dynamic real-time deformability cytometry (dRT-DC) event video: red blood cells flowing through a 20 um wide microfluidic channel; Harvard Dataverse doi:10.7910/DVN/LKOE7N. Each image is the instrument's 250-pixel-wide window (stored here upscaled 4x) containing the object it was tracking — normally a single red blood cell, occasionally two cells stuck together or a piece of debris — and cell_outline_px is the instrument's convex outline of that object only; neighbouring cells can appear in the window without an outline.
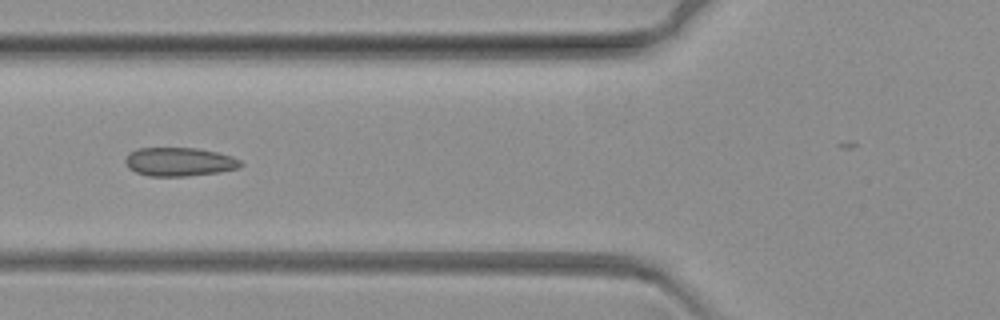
{"species": "common noctule bat (a hibernating species)", "species_latin": "Nyctalus noctula", "temperature_condition": "warm", "stored_images_in_passage": 39, "camera_frame_rate_fps": 3000, "um_per_image_px": 0.085, "animal": {"sex": "female", "body_mass_g": 19.3, "forearm_length_mm": 54.1}, "frame": {"image": 1, "passage_image": 27, "time_ms": 8.667, "image_size_px": [1000, 320], "cell_outline_px": [[244, 164], [240, 168], [220, 172], [188, 176], [148, 176], [136, 172], [128, 168], [124, 160], [128, 152], [136, 148], [196, 148], [216, 152], [232, 156], [240, 160]], "centroid_in_image_um": [15.23, 13.75], "position_along_channel_um": 110.6, "area_um2": 19.48}}
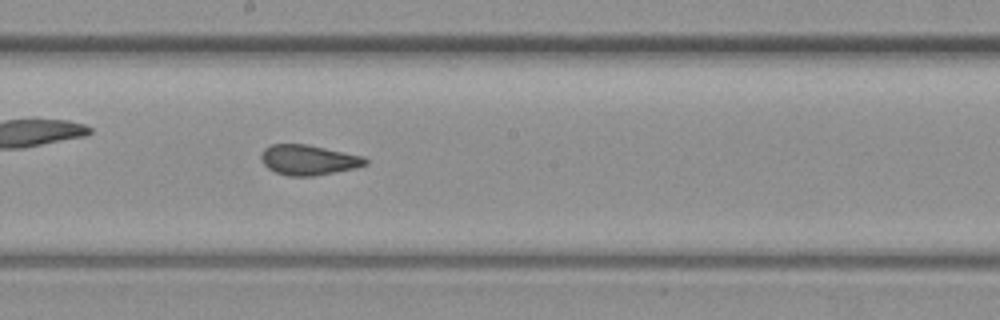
{"frame": {"image": 2, "passage_image": 38, "time_ms": 12.333, "image_size_px": [1000, 320], "cell_outline_px": [[368, 164], [356, 168], [312, 176], [288, 176], [276, 172], [268, 168], [264, 164], [260, 156], [264, 148], [272, 144], [308, 144], [364, 156], [368, 160]], "centroid_in_image_um": [26.24, 13.59], "position_along_channel_um": 222.0, "area_um2": 18.38}}